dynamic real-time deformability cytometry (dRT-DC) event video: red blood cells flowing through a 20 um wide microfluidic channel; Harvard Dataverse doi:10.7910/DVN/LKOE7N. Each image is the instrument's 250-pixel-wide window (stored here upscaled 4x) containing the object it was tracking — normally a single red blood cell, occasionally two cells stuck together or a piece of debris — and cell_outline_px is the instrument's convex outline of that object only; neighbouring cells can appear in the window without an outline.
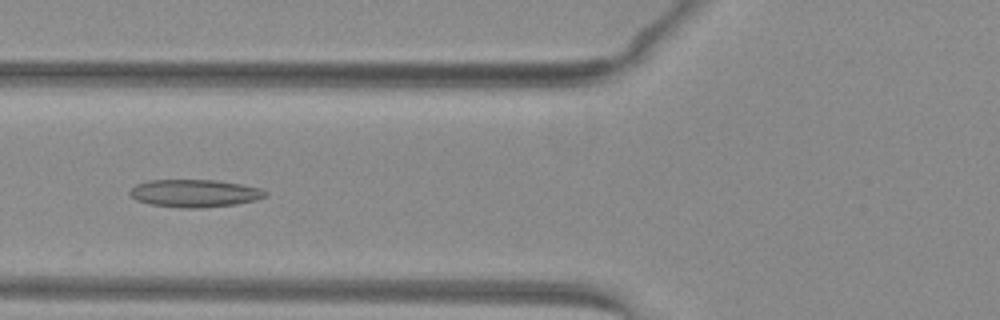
{"species": "common noctule bat (a hibernating species)", "species_latin": "Nyctalus noctula", "temperature_condition": "warm", "stored_images_in_passage": 37, "camera_frame_rate_fps": 3000, "um_per_image_px": 0.085, "animal": {"sex": "female", "body_mass_g": 29.2, "forearm_length_mm": 56.3}, "frame": {"image": 1, "passage_image": 5, "time_ms": 1.333, "image_size_px": [1000, 320], "cell_outline_px": [[268, 196], [256, 200], [236, 204], [200, 208], [176, 208], [148, 204], [136, 200], [128, 192], [136, 184], [148, 180], [216, 180], [244, 184], [260, 188], [268, 192]], "centroid_in_image_um": [16.56, 16.43], "position_along_channel_um": 109.2, "area_um2": 22.14}}
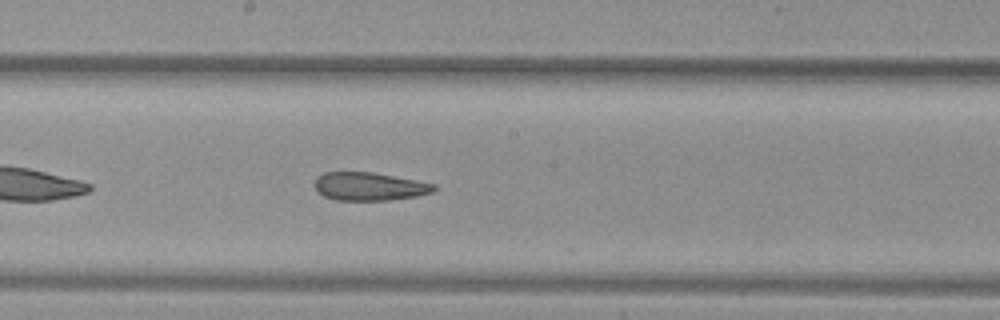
{"frame": {"image": 2, "passage_image": 13, "time_ms": 4.0, "image_size_px": [1000, 320], "cell_outline_px": [[436, 188], [432, 192], [416, 196], [388, 200], [336, 200], [324, 196], [316, 188], [316, 176], [324, 172], [372, 172], [416, 180], [436, 184]], "centroid_in_image_um": [31.4, 15.84], "position_along_channel_um": 216.8, "area_um2": 19.42}}
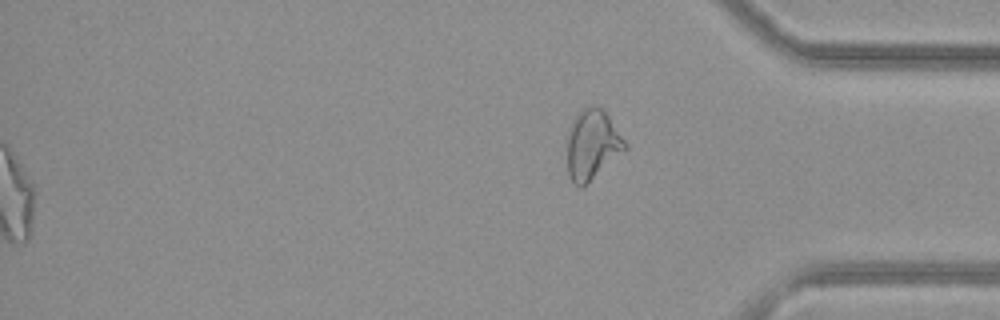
{"frame": {"image": 3, "passage_image": 37, "time_ms": 12.0, "image_size_px": [1000, 320], "cell_outline_px": [[628, 148], [588, 184], [580, 188], [568, 176], [568, 136], [572, 124], [580, 108], [588, 104], [600, 108], [608, 116], [628, 144]], "centroid_in_image_um": [50.36, 12.31], "position_along_channel_um": 384.8, "area_um2": 23.47}, "authors_computed_cell_mechanics": {"area_um2": 21.386, "velocity_mm_per_s": 4.0278, "shape_relaxation_time_tau1_ms": null, "shape_relaxation_time_tau2_ms": 2.6183, "deformation_change_tau1": null, "deformation_change_tau2": 0.1024}}